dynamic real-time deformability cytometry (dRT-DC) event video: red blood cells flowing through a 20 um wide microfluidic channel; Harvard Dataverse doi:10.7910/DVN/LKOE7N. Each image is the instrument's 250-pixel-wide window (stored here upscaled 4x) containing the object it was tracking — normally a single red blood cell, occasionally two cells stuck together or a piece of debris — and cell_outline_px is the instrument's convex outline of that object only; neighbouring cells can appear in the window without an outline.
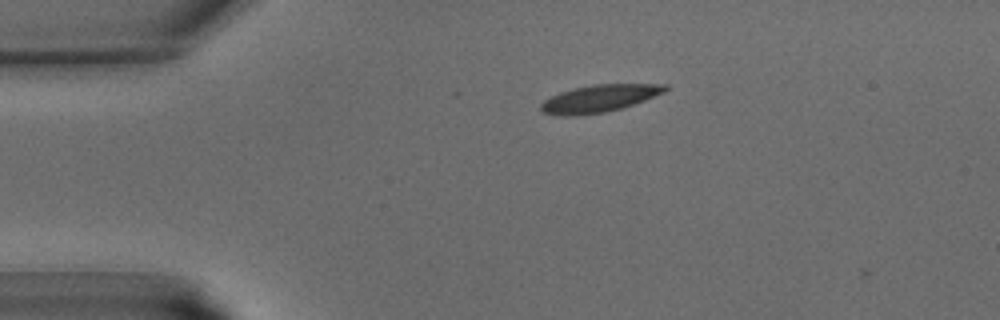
{"species": "common noctule bat (a hibernating species)", "species_latin": "Nyctalus noctula", "temperature_condition": "warm", "stored_images_in_passage": 2, "camera_frame_rate_fps": 3000, "um_per_image_px": 0.085, "animal": {"sex": "male", "body_mass_g": 15.6}, "frame": {"image": 1, "passage_image": 1, "time_ms": 0.0, "image_size_px": [1000, 320], "cell_outline_px": [[668, 88], [664, 92], [644, 100], [620, 108], [604, 112], [576, 116], [560, 116], [540, 112], [540, 104], [544, 100], [560, 92], [592, 84], [668, 84]], "centroid_in_image_um": [50.89, 8.37], "position_along_channel_um": 34.1, "area_um2": 19.65}}